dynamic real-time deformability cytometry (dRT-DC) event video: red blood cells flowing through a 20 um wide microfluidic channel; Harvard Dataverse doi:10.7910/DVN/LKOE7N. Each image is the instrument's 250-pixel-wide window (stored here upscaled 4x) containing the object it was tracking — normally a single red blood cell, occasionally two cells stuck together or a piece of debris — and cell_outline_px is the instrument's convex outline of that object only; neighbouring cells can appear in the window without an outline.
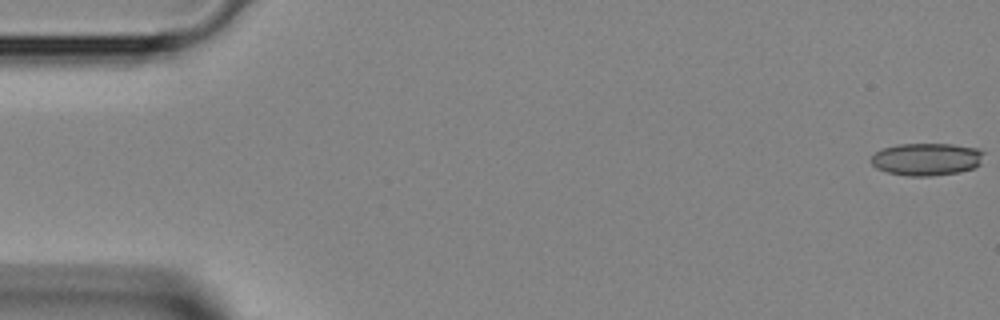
{"species": "Egyptian fruit bat (a non-hibernating species)", "species_latin": "Rousettus aegyptiacus", "temperature_condition": "room temperature", "stored_images_in_passage": 44, "segment_of_instrument_passage": [1, 2], "camera_frame_rate_fps": 3000, "um_per_image_px": 0.085, "animal": {"sex": "female"}, "frame": {"image": 1, "passage_image": 1, "time_ms": 0.0, "image_size_px": [1000, 320], "cell_outline_px": [[984, 152], [980, 164], [972, 168], [960, 172], [932, 176], [908, 176], [888, 172], [876, 168], [872, 164], [872, 156], [880, 148], [900, 144], [952, 144], [976, 148]], "centroid_in_image_um": [78.75, 13.53], "position_along_channel_um": 6.2, "area_um2": 21.33}}
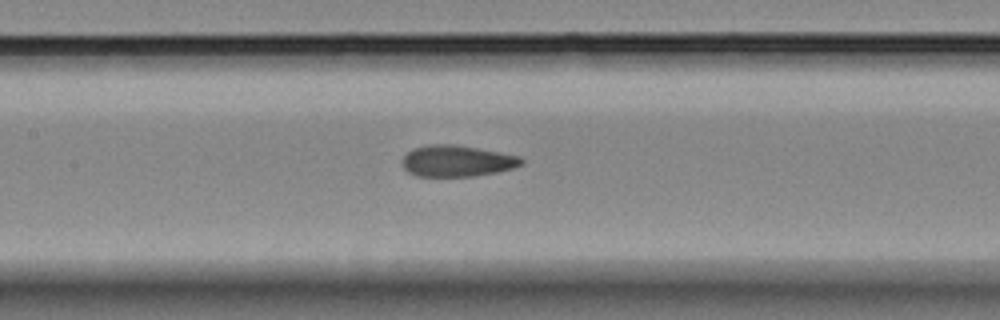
{"frame": {"image": 2, "passage_image": 20, "time_ms": 6.333, "image_size_px": [1000, 320], "cell_outline_px": [[524, 164], [512, 168], [496, 172], [472, 176], [416, 176], [408, 172], [400, 164], [400, 160], [412, 148], [428, 144], [452, 144], [476, 148], [520, 156], [524, 160]], "centroid_in_image_um": [38.79, 13.68], "position_along_channel_um": 168.6, "area_um2": 21.79}}
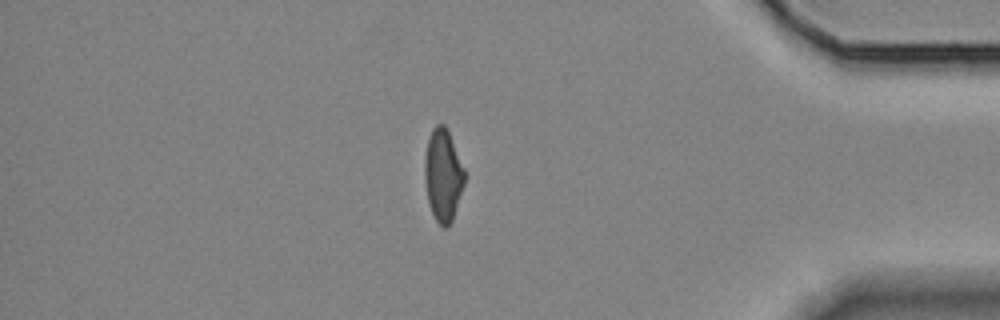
{"frame": {"image": 3, "passage_image": 37, "time_ms": 12.0, "image_size_px": [1000, 320], "cell_outline_px": [[464, 184], [452, 220], [448, 228], [444, 228], [436, 220], [432, 212], [428, 200], [424, 180], [424, 160], [428, 136], [432, 128], [436, 124], [444, 124], [448, 132], [464, 168]], "centroid_in_image_um": [37.63, 14.88], "position_along_channel_um": 397.6, "area_um2": 21.27}}